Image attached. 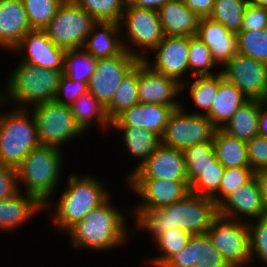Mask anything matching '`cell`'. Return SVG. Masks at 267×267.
<instances>
[{"mask_svg":"<svg viewBox=\"0 0 267 267\" xmlns=\"http://www.w3.org/2000/svg\"><path fill=\"white\" fill-rule=\"evenodd\" d=\"M134 229L148 231L155 241L172 228H181L191 234H205L219 215L212 198L189 193L180 201L162 208H133Z\"/></svg>","mask_w":267,"mask_h":267,"instance_id":"6da1fadb","label":"cell"},{"mask_svg":"<svg viewBox=\"0 0 267 267\" xmlns=\"http://www.w3.org/2000/svg\"><path fill=\"white\" fill-rule=\"evenodd\" d=\"M111 198L91 210L66 232L71 238V247L101 252L127 244L129 225L126 215L112 205Z\"/></svg>","mask_w":267,"mask_h":267,"instance_id":"7a4b0ae2","label":"cell"},{"mask_svg":"<svg viewBox=\"0 0 267 267\" xmlns=\"http://www.w3.org/2000/svg\"><path fill=\"white\" fill-rule=\"evenodd\" d=\"M61 151L57 147L40 145L16 168L19 191L35 196L45 211L52 206L50 199L62 177L64 159Z\"/></svg>","mask_w":267,"mask_h":267,"instance_id":"3957f363","label":"cell"},{"mask_svg":"<svg viewBox=\"0 0 267 267\" xmlns=\"http://www.w3.org/2000/svg\"><path fill=\"white\" fill-rule=\"evenodd\" d=\"M63 72L20 60L5 81L4 102L14 101L16 108L29 109L54 100Z\"/></svg>","mask_w":267,"mask_h":267,"instance_id":"277c9868","label":"cell"},{"mask_svg":"<svg viewBox=\"0 0 267 267\" xmlns=\"http://www.w3.org/2000/svg\"><path fill=\"white\" fill-rule=\"evenodd\" d=\"M70 174L67 185L55 203L52 219L55 228L67 232L91 210L105 202L110 194L98 178ZM106 188V189H105Z\"/></svg>","mask_w":267,"mask_h":267,"instance_id":"5b68a950","label":"cell"},{"mask_svg":"<svg viewBox=\"0 0 267 267\" xmlns=\"http://www.w3.org/2000/svg\"><path fill=\"white\" fill-rule=\"evenodd\" d=\"M13 108L0 112V163L16 169L41 144L30 108Z\"/></svg>","mask_w":267,"mask_h":267,"instance_id":"8992f818","label":"cell"},{"mask_svg":"<svg viewBox=\"0 0 267 267\" xmlns=\"http://www.w3.org/2000/svg\"><path fill=\"white\" fill-rule=\"evenodd\" d=\"M98 21L72 0H64L44 28L48 38L64 50L83 48Z\"/></svg>","mask_w":267,"mask_h":267,"instance_id":"52a82bcc","label":"cell"},{"mask_svg":"<svg viewBox=\"0 0 267 267\" xmlns=\"http://www.w3.org/2000/svg\"><path fill=\"white\" fill-rule=\"evenodd\" d=\"M36 121L41 145L62 149L63 145L84 132L76 124L70 106L51 100L30 109Z\"/></svg>","mask_w":267,"mask_h":267,"instance_id":"ba28073f","label":"cell"},{"mask_svg":"<svg viewBox=\"0 0 267 267\" xmlns=\"http://www.w3.org/2000/svg\"><path fill=\"white\" fill-rule=\"evenodd\" d=\"M181 107L174 109L161 136L162 145L185 150L195 144L213 142L216 127L206 115L184 112Z\"/></svg>","mask_w":267,"mask_h":267,"instance_id":"9c48e42d","label":"cell"},{"mask_svg":"<svg viewBox=\"0 0 267 267\" xmlns=\"http://www.w3.org/2000/svg\"><path fill=\"white\" fill-rule=\"evenodd\" d=\"M207 234L231 267H250L249 231L246 222L218 215Z\"/></svg>","mask_w":267,"mask_h":267,"instance_id":"30bf717a","label":"cell"},{"mask_svg":"<svg viewBox=\"0 0 267 267\" xmlns=\"http://www.w3.org/2000/svg\"><path fill=\"white\" fill-rule=\"evenodd\" d=\"M119 26L125 27L123 31L129 38L128 44L138 47L137 57L140 60L147 55L150 56L148 52L150 53L164 38L158 11L155 10L125 6Z\"/></svg>","mask_w":267,"mask_h":267,"instance_id":"8fae6325","label":"cell"},{"mask_svg":"<svg viewBox=\"0 0 267 267\" xmlns=\"http://www.w3.org/2000/svg\"><path fill=\"white\" fill-rule=\"evenodd\" d=\"M139 61L138 57L125 50L114 57L97 59L96 71L88 83V92L106 107L119 84Z\"/></svg>","mask_w":267,"mask_h":267,"instance_id":"7c38bea8","label":"cell"},{"mask_svg":"<svg viewBox=\"0 0 267 267\" xmlns=\"http://www.w3.org/2000/svg\"><path fill=\"white\" fill-rule=\"evenodd\" d=\"M222 67L224 79L248 99L267 102V64L237 53Z\"/></svg>","mask_w":267,"mask_h":267,"instance_id":"4fadbf2b","label":"cell"},{"mask_svg":"<svg viewBox=\"0 0 267 267\" xmlns=\"http://www.w3.org/2000/svg\"><path fill=\"white\" fill-rule=\"evenodd\" d=\"M152 51L156 53L153 64L149 57H145L143 61L154 71L173 78L182 85L185 82L184 78L181 80L182 76L190 73L189 36H164Z\"/></svg>","mask_w":267,"mask_h":267,"instance_id":"5bb4252c","label":"cell"},{"mask_svg":"<svg viewBox=\"0 0 267 267\" xmlns=\"http://www.w3.org/2000/svg\"><path fill=\"white\" fill-rule=\"evenodd\" d=\"M132 192L141 201L133 208H162L180 201L190 193L188 181L166 179H127Z\"/></svg>","mask_w":267,"mask_h":267,"instance_id":"9a60e30c","label":"cell"},{"mask_svg":"<svg viewBox=\"0 0 267 267\" xmlns=\"http://www.w3.org/2000/svg\"><path fill=\"white\" fill-rule=\"evenodd\" d=\"M12 51L21 54V61L37 67L64 71L66 50L55 45L44 30L33 29Z\"/></svg>","mask_w":267,"mask_h":267,"instance_id":"2e32d148","label":"cell"},{"mask_svg":"<svg viewBox=\"0 0 267 267\" xmlns=\"http://www.w3.org/2000/svg\"><path fill=\"white\" fill-rule=\"evenodd\" d=\"M182 93L181 84L151 69L143 60L139 61L138 100L142 104H159L181 107L177 94Z\"/></svg>","mask_w":267,"mask_h":267,"instance_id":"e0dca14e","label":"cell"},{"mask_svg":"<svg viewBox=\"0 0 267 267\" xmlns=\"http://www.w3.org/2000/svg\"><path fill=\"white\" fill-rule=\"evenodd\" d=\"M128 179L188 181L184 151L161 144Z\"/></svg>","mask_w":267,"mask_h":267,"instance_id":"ac0fdd59","label":"cell"},{"mask_svg":"<svg viewBox=\"0 0 267 267\" xmlns=\"http://www.w3.org/2000/svg\"><path fill=\"white\" fill-rule=\"evenodd\" d=\"M218 213L221 216L246 223L265 216L262 196L255 176L229 194L218 205Z\"/></svg>","mask_w":267,"mask_h":267,"instance_id":"d6986e66","label":"cell"},{"mask_svg":"<svg viewBox=\"0 0 267 267\" xmlns=\"http://www.w3.org/2000/svg\"><path fill=\"white\" fill-rule=\"evenodd\" d=\"M162 267H231L207 233L192 234L185 247Z\"/></svg>","mask_w":267,"mask_h":267,"instance_id":"ffe728a7","label":"cell"},{"mask_svg":"<svg viewBox=\"0 0 267 267\" xmlns=\"http://www.w3.org/2000/svg\"><path fill=\"white\" fill-rule=\"evenodd\" d=\"M100 30V31H99ZM123 30L119 23L97 22L87 37L83 48L95 59H104L119 55L123 50L137 57V49L126 44L120 36Z\"/></svg>","mask_w":267,"mask_h":267,"instance_id":"44dd1931","label":"cell"},{"mask_svg":"<svg viewBox=\"0 0 267 267\" xmlns=\"http://www.w3.org/2000/svg\"><path fill=\"white\" fill-rule=\"evenodd\" d=\"M174 106L138 103L119 114L111 126H134L162 136Z\"/></svg>","mask_w":267,"mask_h":267,"instance_id":"7402d4cb","label":"cell"},{"mask_svg":"<svg viewBox=\"0 0 267 267\" xmlns=\"http://www.w3.org/2000/svg\"><path fill=\"white\" fill-rule=\"evenodd\" d=\"M32 27L22 0H0V48L11 51Z\"/></svg>","mask_w":267,"mask_h":267,"instance_id":"603a6c76","label":"cell"},{"mask_svg":"<svg viewBox=\"0 0 267 267\" xmlns=\"http://www.w3.org/2000/svg\"><path fill=\"white\" fill-rule=\"evenodd\" d=\"M196 37L209 47L218 66H224L238 53L236 34L210 18L200 19Z\"/></svg>","mask_w":267,"mask_h":267,"instance_id":"cb8c5ba5","label":"cell"},{"mask_svg":"<svg viewBox=\"0 0 267 267\" xmlns=\"http://www.w3.org/2000/svg\"><path fill=\"white\" fill-rule=\"evenodd\" d=\"M43 210L44 205L35 196L19 191L0 201V231L13 232Z\"/></svg>","mask_w":267,"mask_h":267,"instance_id":"d4e9b609","label":"cell"},{"mask_svg":"<svg viewBox=\"0 0 267 267\" xmlns=\"http://www.w3.org/2000/svg\"><path fill=\"white\" fill-rule=\"evenodd\" d=\"M164 36H196L199 18L182 0H170L158 10Z\"/></svg>","mask_w":267,"mask_h":267,"instance_id":"484cf974","label":"cell"},{"mask_svg":"<svg viewBox=\"0 0 267 267\" xmlns=\"http://www.w3.org/2000/svg\"><path fill=\"white\" fill-rule=\"evenodd\" d=\"M111 128L122 133V138L131 157H135L140 162L133 171L127 173L126 180L161 146V137L155 133L134 126H111Z\"/></svg>","mask_w":267,"mask_h":267,"instance_id":"4316f807","label":"cell"},{"mask_svg":"<svg viewBox=\"0 0 267 267\" xmlns=\"http://www.w3.org/2000/svg\"><path fill=\"white\" fill-rule=\"evenodd\" d=\"M249 99L233 84L225 79L219 88L206 116L216 128H222L233 114Z\"/></svg>","mask_w":267,"mask_h":267,"instance_id":"83f0119b","label":"cell"},{"mask_svg":"<svg viewBox=\"0 0 267 267\" xmlns=\"http://www.w3.org/2000/svg\"><path fill=\"white\" fill-rule=\"evenodd\" d=\"M265 103L263 100L249 99L222 129L242 142H249L258 135L259 111Z\"/></svg>","mask_w":267,"mask_h":267,"instance_id":"f1b7e54d","label":"cell"},{"mask_svg":"<svg viewBox=\"0 0 267 267\" xmlns=\"http://www.w3.org/2000/svg\"><path fill=\"white\" fill-rule=\"evenodd\" d=\"M213 147L217 161L224 168L250 166L245 142L217 128L213 137Z\"/></svg>","mask_w":267,"mask_h":267,"instance_id":"f546056e","label":"cell"},{"mask_svg":"<svg viewBox=\"0 0 267 267\" xmlns=\"http://www.w3.org/2000/svg\"><path fill=\"white\" fill-rule=\"evenodd\" d=\"M70 109L76 124L83 132H87L94 123H99L98 127L105 130L111 128L105 107L90 92L81 95L70 105Z\"/></svg>","mask_w":267,"mask_h":267,"instance_id":"4dcf8cb0","label":"cell"},{"mask_svg":"<svg viewBox=\"0 0 267 267\" xmlns=\"http://www.w3.org/2000/svg\"><path fill=\"white\" fill-rule=\"evenodd\" d=\"M186 78L185 82L181 85V90H185L188 85L190 88L188 92L190 93L191 99L195 106L198 107V110L201 109L192 113L206 115L211 109L219 84L224 80L222 73L220 72L219 74L211 76H196L191 77V79H188V77ZM191 80L193 81L191 82Z\"/></svg>","mask_w":267,"mask_h":267,"instance_id":"1f68e13d","label":"cell"},{"mask_svg":"<svg viewBox=\"0 0 267 267\" xmlns=\"http://www.w3.org/2000/svg\"><path fill=\"white\" fill-rule=\"evenodd\" d=\"M138 81L139 63L122 80L115 91L111 102L105 107L106 115L110 122L126 109L139 103Z\"/></svg>","mask_w":267,"mask_h":267,"instance_id":"d6a6232c","label":"cell"},{"mask_svg":"<svg viewBox=\"0 0 267 267\" xmlns=\"http://www.w3.org/2000/svg\"><path fill=\"white\" fill-rule=\"evenodd\" d=\"M191 233L187 232L181 228H172L167 232L161 234L155 241V247L160 255L152 257L148 260V265L151 267H162L173 255L180 252L185 245L189 242Z\"/></svg>","mask_w":267,"mask_h":267,"instance_id":"836d02e7","label":"cell"},{"mask_svg":"<svg viewBox=\"0 0 267 267\" xmlns=\"http://www.w3.org/2000/svg\"><path fill=\"white\" fill-rule=\"evenodd\" d=\"M97 59L84 48L66 50L64 74L73 81L89 83L90 77L96 71Z\"/></svg>","mask_w":267,"mask_h":267,"instance_id":"e575fe53","label":"cell"},{"mask_svg":"<svg viewBox=\"0 0 267 267\" xmlns=\"http://www.w3.org/2000/svg\"><path fill=\"white\" fill-rule=\"evenodd\" d=\"M247 0H215L211 20L221 23L235 34L241 31Z\"/></svg>","mask_w":267,"mask_h":267,"instance_id":"d590c367","label":"cell"},{"mask_svg":"<svg viewBox=\"0 0 267 267\" xmlns=\"http://www.w3.org/2000/svg\"><path fill=\"white\" fill-rule=\"evenodd\" d=\"M225 168L215 161V167L203 172H187L190 193L212 198L219 190Z\"/></svg>","mask_w":267,"mask_h":267,"instance_id":"8d00e7d4","label":"cell"},{"mask_svg":"<svg viewBox=\"0 0 267 267\" xmlns=\"http://www.w3.org/2000/svg\"><path fill=\"white\" fill-rule=\"evenodd\" d=\"M188 63L190 75L196 76H211L219 74L214 72L212 68L217 67L216 62L213 60L211 51L199 38L196 36L189 37V53Z\"/></svg>","mask_w":267,"mask_h":267,"instance_id":"74e56055","label":"cell"},{"mask_svg":"<svg viewBox=\"0 0 267 267\" xmlns=\"http://www.w3.org/2000/svg\"><path fill=\"white\" fill-rule=\"evenodd\" d=\"M236 36L239 54L267 64V28L240 31Z\"/></svg>","mask_w":267,"mask_h":267,"instance_id":"f35d334b","label":"cell"},{"mask_svg":"<svg viewBox=\"0 0 267 267\" xmlns=\"http://www.w3.org/2000/svg\"><path fill=\"white\" fill-rule=\"evenodd\" d=\"M98 22L120 23L125 9L124 0H72Z\"/></svg>","mask_w":267,"mask_h":267,"instance_id":"ab89813d","label":"cell"},{"mask_svg":"<svg viewBox=\"0 0 267 267\" xmlns=\"http://www.w3.org/2000/svg\"><path fill=\"white\" fill-rule=\"evenodd\" d=\"M64 0H22L32 29L44 30Z\"/></svg>","mask_w":267,"mask_h":267,"instance_id":"60d3db41","label":"cell"},{"mask_svg":"<svg viewBox=\"0 0 267 267\" xmlns=\"http://www.w3.org/2000/svg\"><path fill=\"white\" fill-rule=\"evenodd\" d=\"M249 231L250 264L254 258L267 266V216L247 223ZM256 256V257H255Z\"/></svg>","mask_w":267,"mask_h":267,"instance_id":"b9f144b4","label":"cell"},{"mask_svg":"<svg viewBox=\"0 0 267 267\" xmlns=\"http://www.w3.org/2000/svg\"><path fill=\"white\" fill-rule=\"evenodd\" d=\"M255 175L250 166L225 168L218 192L212 197L219 205L229 194L249 182Z\"/></svg>","mask_w":267,"mask_h":267,"instance_id":"7bdbcfd3","label":"cell"},{"mask_svg":"<svg viewBox=\"0 0 267 267\" xmlns=\"http://www.w3.org/2000/svg\"><path fill=\"white\" fill-rule=\"evenodd\" d=\"M187 172H203L215 167L216 155L213 142L195 144L184 150Z\"/></svg>","mask_w":267,"mask_h":267,"instance_id":"ee69618b","label":"cell"},{"mask_svg":"<svg viewBox=\"0 0 267 267\" xmlns=\"http://www.w3.org/2000/svg\"><path fill=\"white\" fill-rule=\"evenodd\" d=\"M88 92V84L73 81L64 73L61 74L55 101L70 106L81 95Z\"/></svg>","mask_w":267,"mask_h":267,"instance_id":"f6af8a7d","label":"cell"},{"mask_svg":"<svg viewBox=\"0 0 267 267\" xmlns=\"http://www.w3.org/2000/svg\"><path fill=\"white\" fill-rule=\"evenodd\" d=\"M246 146L250 167L254 172L267 170V137L257 135Z\"/></svg>","mask_w":267,"mask_h":267,"instance_id":"bcb514c9","label":"cell"},{"mask_svg":"<svg viewBox=\"0 0 267 267\" xmlns=\"http://www.w3.org/2000/svg\"><path fill=\"white\" fill-rule=\"evenodd\" d=\"M267 28V8L246 4L241 31H254Z\"/></svg>","mask_w":267,"mask_h":267,"instance_id":"7dc6e473","label":"cell"},{"mask_svg":"<svg viewBox=\"0 0 267 267\" xmlns=\"http://www.w3.org/2000/svg\"><path fill=\"white\" fill-rule=\"evenodd\" d=\"M18 192L19 186L16 169L0 163V201L11 198Z\"/></svg>","mask_w":267,"mask_h":267,"instance_id":"c3c4849f","label":"cell"},{"mask_svg":"<svg viewBox=\"0 0 267 267\" xmlns=\"http://www.w3.org/2000/svg\"><path fill=\"white\" fill-rule=\"evenodd\" d=\"M199 18H208L213 10L215 0H182Z\"/></svg>","mask_w":267,"mask_h":267,"instance_id":"681fc988","label":"cell"},{"mask_svg":"<svg viewBox=\"0 0 267 267\" xmlns=\"http://www.w3.org/2000/svg\"><path fill=\"white\" fill-rule=\"evenodd\" d=\"M170 0H124L125 6H137L140 8L158 11Z\"/></svg>","mask_w":267,"mask_h":267,"instance_id":"f907efd6","label":"cell"},{"mask_svg":"<svg viewBox=\"0 0 267 267\" xmlns=\"http://www.w3.org/2000/svg\"><path fill=\"white\" fill-rule=\"evenodd\" d=\"M254 176L256 178L262 196L265 216H267V170L256 172Z\"/></svg>","mask_w":267,"mask_h":267,"instance_id":"816d5d0a","label":"cell"},{"mask_svg":"<svg viewBox=\"0 0 267 267\" xmlns=\"http://www.w3.org/2000/svg\"><path fill=\"white\" fill-rule=\"evenodd\" d=\"M258 135L267 137V102L259 111Z\"/></svg>","mask_w":267,"mask_h":267,"instance_id":"f5cc1de1","label":"cell"},{"mask_svg":"<svg viewBox=\"0 0 267 267\" xmlns=\"http://www.w3.org/2000/svg\"><path fill=\"white\" fill-rule=\"evenodd\" d=\"M247 3L253 6L267 8V0H247Z\"/></svg>","mask_w":267,"mask_h":267,"instance_id":"db71d44e","label":"cell"},{"mask_svg":"<svg viewBox=\"0 0 267 267\" xmlns=\"http://www.w3.org/2000/svg\"><path fill=\"white\" fill-rule=\"evenodd\" d=\"M4 90H1L0 91V105H3L5 102H4ZM3 92V93H2ZM3 103V104H2Z\"/></svg>","mask_w":267,"mask_h":267,"instance_id":"11a10c76","label":"cell"}]
</instances>
